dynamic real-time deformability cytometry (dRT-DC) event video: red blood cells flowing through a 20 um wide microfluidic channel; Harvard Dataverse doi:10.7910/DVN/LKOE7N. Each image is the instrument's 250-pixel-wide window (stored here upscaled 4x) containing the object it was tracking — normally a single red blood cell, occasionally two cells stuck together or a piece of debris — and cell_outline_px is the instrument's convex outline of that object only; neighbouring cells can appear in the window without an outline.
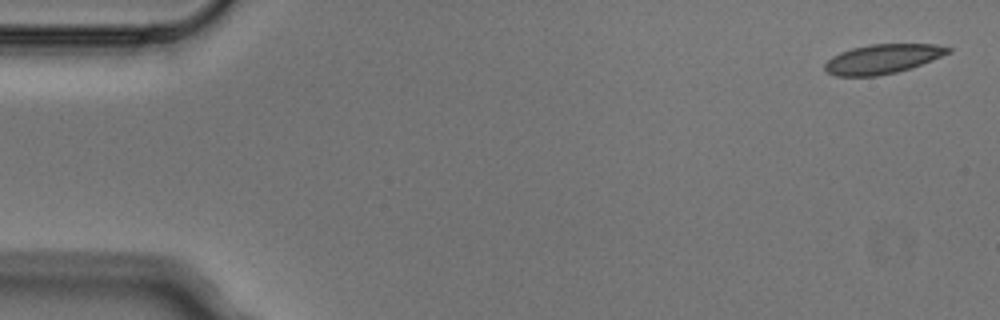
{"species": "Egyptian fruit bat (a non-hibernating species)", "species_latin": "Rousettus aegyptiacus", "temperature_condition": "cold", "stored_images_in_passage": 5, "camera_frame_rate_fps": 3000, "um_per_image_px": 0.085, "animal": {"sex": "male"}, "frame": {"image": 1, "passage_image": 1, "time_ms": 0.0, "image_size_px": [1000, 320], "cell_outline_px": [[952, 52], [912, 68], [896, 72], [876, 76], [836, 76], [828, 72], [824, 68], [824, 64], [832, 56], [840, 52], [852, 48], [868, 44], [936, 44], [952, 48]], "centroid_in_image_um": [75.03, 5.0], "position_along_channel_um": 10.0, "area_um2": 21.21}}
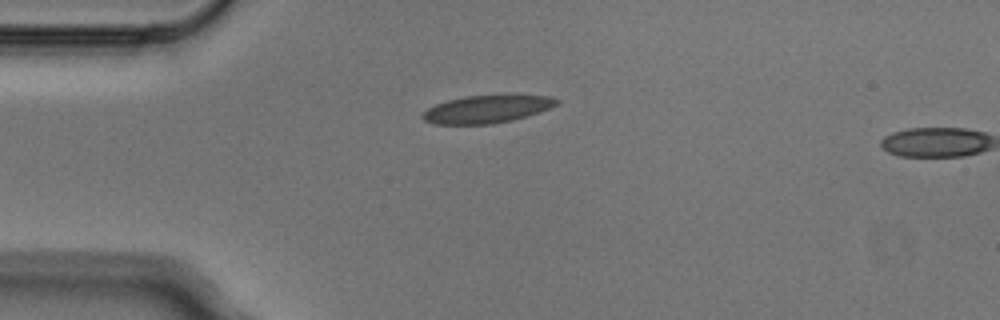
{"frame": {"image": 2, "passage_image": 4, "time_ms": 1.0, "image_size_px": [1000, 320], "cell_outline_px": [[560, 100], [556, 104], [540, 112], [528, 116], [512, 120], [492, 124], [432, 124], [424, 120], [420, 116], [428, 108], [436, 104], [448, 100], [464, 96], [552, 96]], "centroid_in_image_um": [41.35, 9.29], "position_along_channel_um": 43.7, "area_um2": 21.33}}